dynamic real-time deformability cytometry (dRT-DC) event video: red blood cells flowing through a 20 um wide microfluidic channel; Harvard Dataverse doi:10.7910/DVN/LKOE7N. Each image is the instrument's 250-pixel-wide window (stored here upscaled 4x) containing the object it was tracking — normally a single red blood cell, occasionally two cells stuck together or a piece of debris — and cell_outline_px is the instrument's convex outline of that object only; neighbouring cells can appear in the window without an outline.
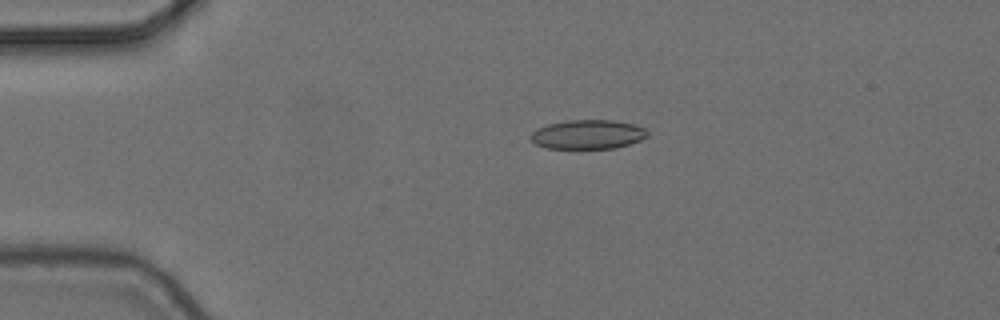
{"species": "common noctule bat (a hibernating species)", "species_latin": "Nyctalus noctula", "temperature_condition": "cold", "stored_images_in_passage": 4, "camera_frame_rate_fps": 3000, "um_per_image_px": 0.085, "animal": {"sex": "female", "body_mass_g": 24.6, "forearm_length_mm": 56.2}, "frame": {"image": 1, "passage_image": 3, "time_ms": 0.667, "image_size_px": [1000, 320], "cell_outline_px": [[648, 136], [640, 140], [616, 148], [544, 148], [536, 144], [528, 136], [536, 128], [548, 124], [564, 120], [612, 120], [632, 124], [644, 128], [648, 132]], "centroid_in_image_um": [49.92, 11.42], "position_along_channel_um": 35.1, "area_um2": 19.88}}